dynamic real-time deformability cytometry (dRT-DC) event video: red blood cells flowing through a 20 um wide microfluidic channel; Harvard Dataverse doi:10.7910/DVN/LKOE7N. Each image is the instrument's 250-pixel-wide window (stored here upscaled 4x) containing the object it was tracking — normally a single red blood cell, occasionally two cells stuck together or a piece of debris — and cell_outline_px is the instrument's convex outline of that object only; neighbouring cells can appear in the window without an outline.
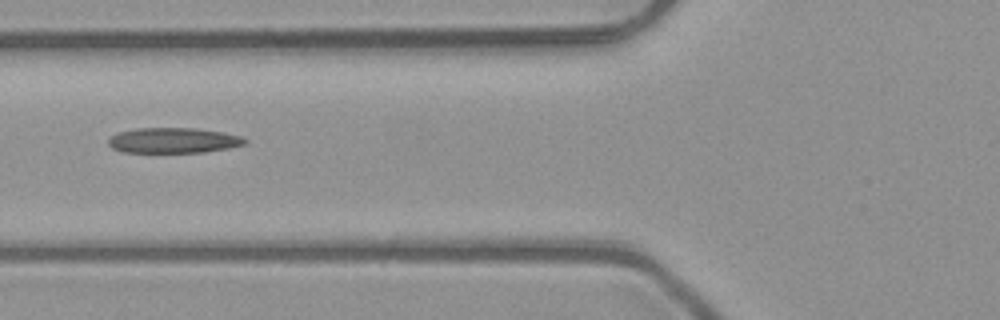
{"species": "common noctule bat (a hibernating species)", "species_latin": "Nyctalus noctula", "temperature_condition": "room temperature", "stored_images_in_passage": 7, "camera_frame_rate_fps": 3000, "um_per_image_px": 0.085, "animal": {"sex": "male", "body_mass_g": 23.1, "forearm_length_mm": 52.7}, "frame": {"image": 1, "passage_image": 6, "time_ms": 1.667, "image_size_px": [1000, 320], "cell_outline_px": [[248, 140], [244, 144], [228, 148], [204, 152], [124, 152], [112, 148], [108, 144], [108, 140], [112, 136], [120, 132], [136, 128], [196, 128], [220, 132], [240, 136]], "centroid_in_image_um": [14.72, 11.93], "position_along_channel_um": 111.1, "area_um2": 19.94}}
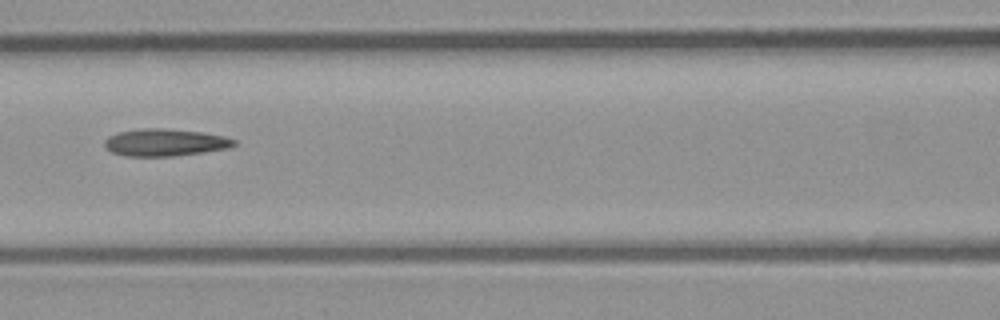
{"frame": {"image": 2, "passage_image": 7, "time_ms": 2.0, "image_size_px": [1000, 320], "cell_outline_px": [[236, 144], [228, 148], [204, 152], [172, 156], [124, 156], [112, 152], [104, 144], [104, 140], [108, 136], [120, 132], [144, 128], [160, 128], [204, 132], [224, 136], [236, 140]], "centroid_in_image_um": [14.04, 12.11], "position_along_channel_um": 152.6, "area_um2": 20.46}}